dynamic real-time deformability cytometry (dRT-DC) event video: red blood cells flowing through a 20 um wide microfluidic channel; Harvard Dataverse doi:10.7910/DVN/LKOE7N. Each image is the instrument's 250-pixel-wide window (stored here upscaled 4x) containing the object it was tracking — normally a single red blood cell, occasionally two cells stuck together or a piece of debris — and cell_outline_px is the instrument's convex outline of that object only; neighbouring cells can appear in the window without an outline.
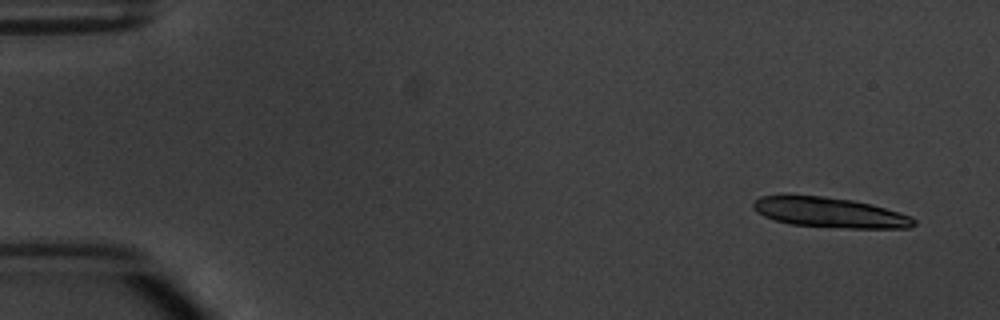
{"species": "common noctule bat (a hibernating species)", "species_latin": "Nyctalus noctula", "temperature_condition": "warm", "stored_images_in_passage": 9, "camera_frame_rate_fps": 3000, "um_per_image_px": 0.085, "animal": {"sex": "male", "body_mass_g": 20.1, "forearm_length_mm": 53.5}, "frame": {"image": 1, "passage_image": 1, "time_ms": 0.0, "image_size_px": [1000, 320], "cell_outline_px": [[916, 224], [908, 228], [848, 228], [788, 224], [764, 216], [756, 212], [752, 208], [752, 204], [760, 196], [784, 192], [824, 196], [852, 200], [872, 204], [900, 212], [912, 216], [916, 220]], "centroid_in_image_um": [70.46, 18.02], "position_along_channel_um": 14.5, "area_um2": 29.02}}
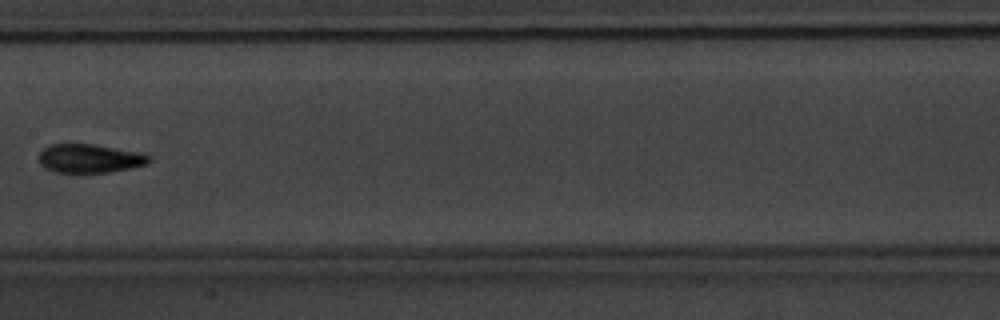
{"frame": {"image": 2, "passage_image": 8, "time_ms": 8.333, "image_size_px": [1000, 320], "cell_outline_px": [[152, 160], [148, 164], [108, 172], [56, 172], [44, 168], [40, 164], [40, 152], [44, 148], [52, 144], [92, 144], [144, 152], [152, 156]], "centroid_in_image_um": [7.68, 13.46], "position_along_channel_um": 199.7, "area_um2": 18.5}}
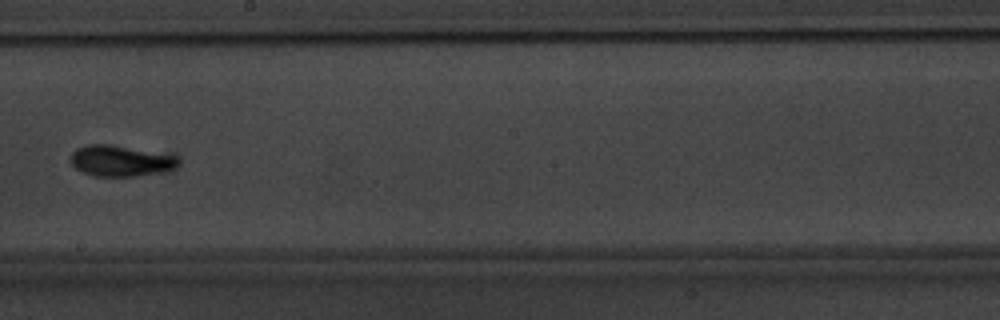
{"frame": {"image": 3, "passage_image": 9, "time_ms": 9.333, "image_size_px": [1000, 320], "cell_outline_px": [[180, 164], [176, 168], [136, 176], [92, 176], [76, 168], [72, 164], [72, 152], [76, 148], [84, 144], [108, 144], [176, 156], [180, 160]], "centroid_in_image_um": [10.23, 13.67], "position_along_channel_um": 238.0, "area_um2": 19.13}}